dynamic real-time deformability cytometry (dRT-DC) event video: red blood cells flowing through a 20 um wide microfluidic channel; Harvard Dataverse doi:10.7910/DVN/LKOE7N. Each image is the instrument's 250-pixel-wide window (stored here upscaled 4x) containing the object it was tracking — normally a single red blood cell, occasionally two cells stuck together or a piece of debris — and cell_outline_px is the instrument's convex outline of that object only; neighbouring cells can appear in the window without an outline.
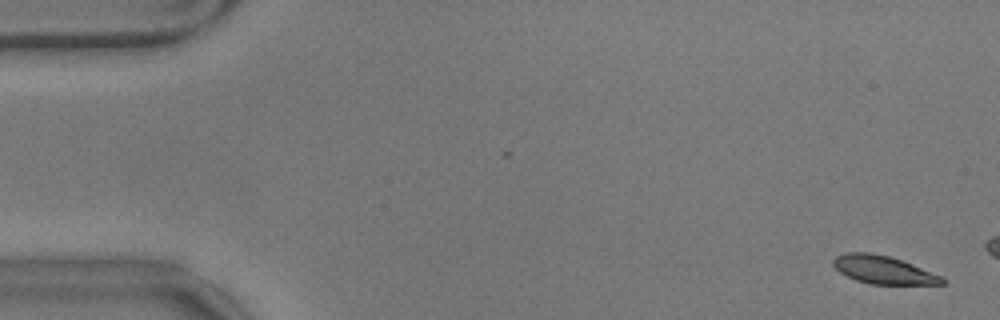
{"species": "common noctule bat (a hibernating species)", "species_latin": "Nyctalus noctula", "temperature_condition": "warm", "stored_images_in_passage": 10, "camera_frame_rate_fps": 3000, "um_per_image_px": 0.085, "animal": {"sex": "male", "body_mass_g": 17.9}, "frame": {"image": 1, "passage_image": 2, "time_ms": 0.333, "image_size_px": [1000, 320], "cell_outline_px": [[944, 284], [872, 284], [856, 280], [840, 272], [832, 264], [832, 260], [836, 256], [844, 252], [868, 252], [888, 256], [912, 264], [940, 276], [944, 280]], "centroid_in_image_um": [75.02, 22.92], "position_along_channel_um": 10.0, "area_um2": 17.46}}